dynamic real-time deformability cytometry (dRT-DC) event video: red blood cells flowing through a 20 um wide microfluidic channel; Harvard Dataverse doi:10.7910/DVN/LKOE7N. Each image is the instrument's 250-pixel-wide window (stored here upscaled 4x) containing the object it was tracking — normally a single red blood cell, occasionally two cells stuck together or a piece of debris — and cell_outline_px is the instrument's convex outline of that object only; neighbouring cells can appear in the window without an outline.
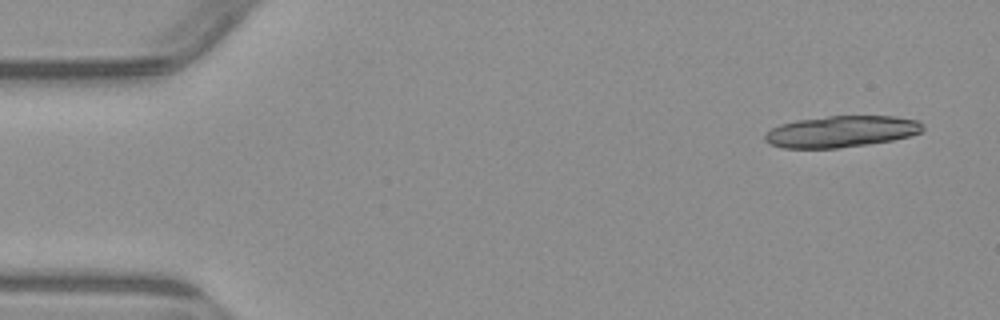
{"species": "common noctule bat (a hibernating species)", "species_latin": "Nyctalus noctula", "temperature_condition": "warm", "stored_images_in_passage": 5, "camera_frame_rate_fps": 3000, "um_per_image_px": 0.085, "animal": {"sex": "male", "body_mass_g": 23.1, "forearm_length_mm": 52.7}, "frame": {"image": 1, "passage_image": 1, "time_ms": 0.0, "image_size_px": [1000, 320], "cell_outline_px": [[924, 128], [920, 132], [908, 136], [892, 140], [868, 144], [840, 148], [780, 148], [768, 144], [764, 140], [764, 136], [772, 128], [780, 124], [796, 120], [828, 116], [896, 116], [920, 120], [924, 124]], "centroid_in_image_um": [71.51, 11.18], "position_along_channel_um": 13.5, "area_um2": 29.13}}
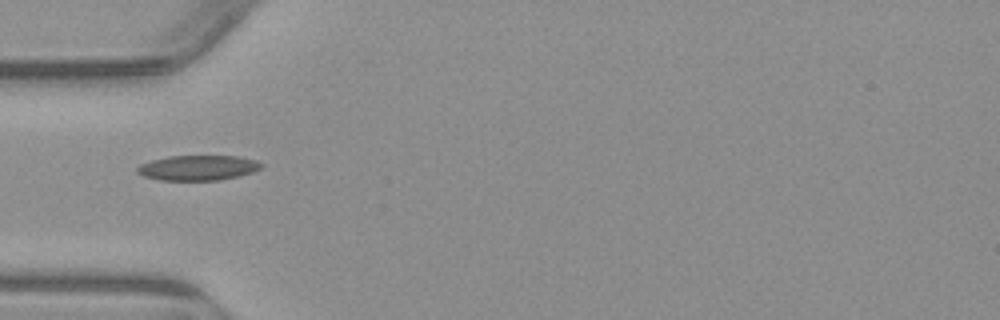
{"frame": {"image": 2, "passage_image": 5, "time_ms": 4.667, "image_size_px": [1000, 320], "cell_outline_px": [[264, 164], [260, 168], [252, 172], [236, 176], [216, 180], [160, 180], [144, 176], [136, 172], [136, 168], [140, 164], [152, 160], [168, 156], [236, 156], [256, 160]], "centroid_in_image_um": [16.79, 14.25], "position_along_channel_um": 68.2, "area_um2": 17.98}}